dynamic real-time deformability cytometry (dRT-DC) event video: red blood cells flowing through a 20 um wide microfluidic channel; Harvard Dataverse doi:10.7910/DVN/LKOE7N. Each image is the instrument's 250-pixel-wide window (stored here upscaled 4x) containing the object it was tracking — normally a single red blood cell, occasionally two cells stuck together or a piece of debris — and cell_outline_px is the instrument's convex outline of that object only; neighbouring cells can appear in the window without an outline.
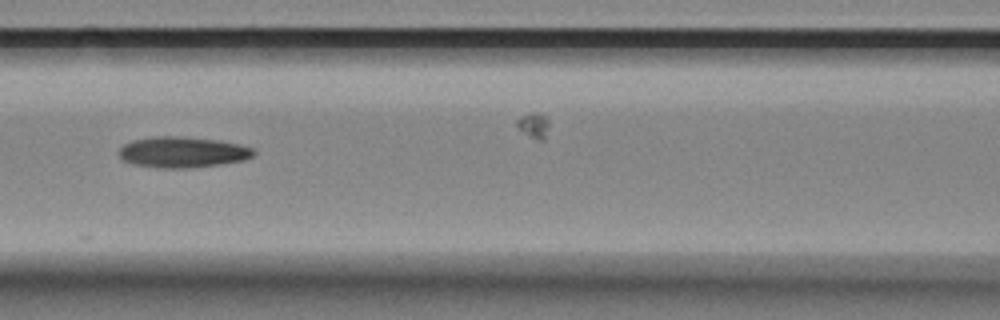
{"species": "Egyptian fruit bat (a non-hibernating species)", "species_latin": "Rousettus aegyptiacus", "temperature_condition": "room temperature", "stored_images_in_passage": 16, "camera_frame_rate_fps": 3000, "um_per_image_px": 0.085, "animal": {"sex": "female"}, "frame": {"image": 1, "passage_image": 7, "time_ms": 8.0, "image_size_px": [1000, 320], "cell_outline_px": [[256, 152], [252, 156], [244, 160], [220, 164], [188, 168], [160, 168], [132, 164], [124, 160], [120, 156], [120, 148], [124, 144], [132, 140], [156, 136], [180, 136], [216, 140], [236, 144], [252, 148]], "centroid_in_image_um": [15.49, 12.93], "position_along_channel_um": 151.1, "area_um2": 23.99}}
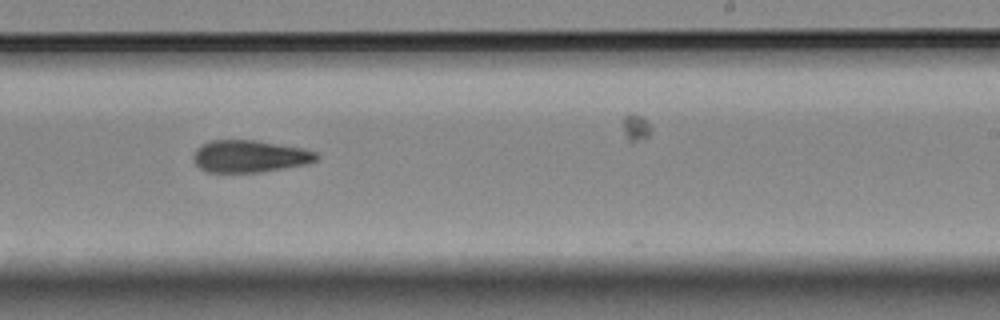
{"frame": {"image": 2, "passage_image": 10, "time_ms": 11.333, "image_size_px": [1000, 320], "cell_outline_px": [[320, 156], [316, 160], [304, 164], [284, 168], [260, 172], [208, 172], [200, 168], [192, 160], [192, 156], [196, 148], [200, 144], [212, 140], [252, 140], [300, 148], [316, 152]], "centroid_in_image_um": [21.15, 13.28], "position_along_channel_um": 267.8, "area_um2": 22.89}}
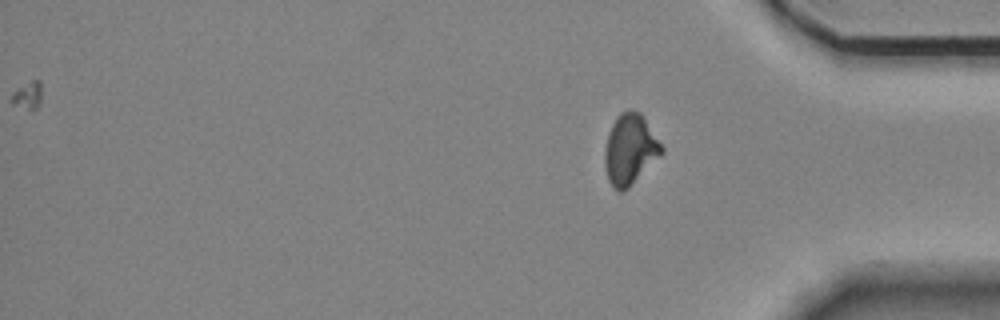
{"frame": {"image": 3, "passage_image": 16, "time_ms": 20.0, "image_size_px": [1000, 320], "cell_outline_px": [[664, 152], [624, 192], [620, 192], [612, 188], [608, 180], [604, 164], [604, 156], [608, 136], [612, 124], [616, 116], [620, 112], [628, 108], [640, 112], [644, 116], [664, 148]], "centroid_in_image_um": [53.55, 12.69], "position_along_channel_um": 381.6, "area_um2": 23.52}, "authors_computed_cell_mechanics": {"area_um2": 23.5246, "velocity_mm_per_s": 3.5187, "shape_relaxation_time_tau1_ms": null, "shape_relaxation_time_tau2_ms": 4.574, "deformation_change_tau1": null, "deformation_change_tau2": 0.1288}}